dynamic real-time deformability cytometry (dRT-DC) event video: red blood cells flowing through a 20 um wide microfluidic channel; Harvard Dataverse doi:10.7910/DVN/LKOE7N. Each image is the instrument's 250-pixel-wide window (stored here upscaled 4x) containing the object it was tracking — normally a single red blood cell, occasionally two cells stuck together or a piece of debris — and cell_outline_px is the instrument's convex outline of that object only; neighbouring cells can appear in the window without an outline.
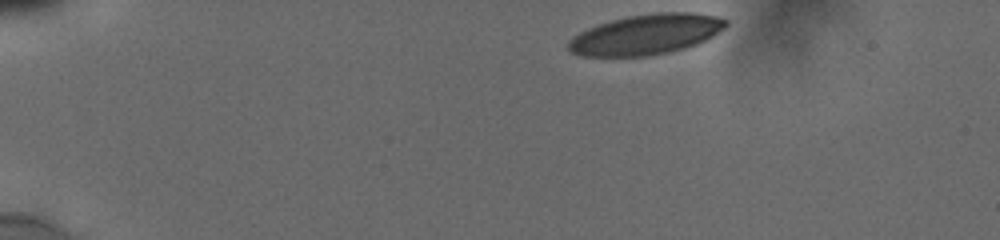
{"species": "human", "species_latin": "Homo sapiens", "temperature_condition": "cold", "stored_images_in_passage": 39, "camera_frame_rate_fps": 3000, "um_per_image_px": 0.085, "donor": {"sex": "male"}, "frame": {"image": 1, "passage_image": 1, "time_ms": 0.0, "image_size_px": [1000, 240], "cell_outline_px": [[728, 24], [724, 28], [712, 36], [696, 44], [684, 48], [668, 52], [648, 56], [580, 56], [572, 52], [568, 48], [568, 40], [572, 36], [596, 24], [628, 16], [656, 12], [692, 12], [716, 16], [728, 20]], "centroid_in_image_um": [54.9, 2.92], "position_along_channel_um": 30.1, "area_um2": 36.93}}
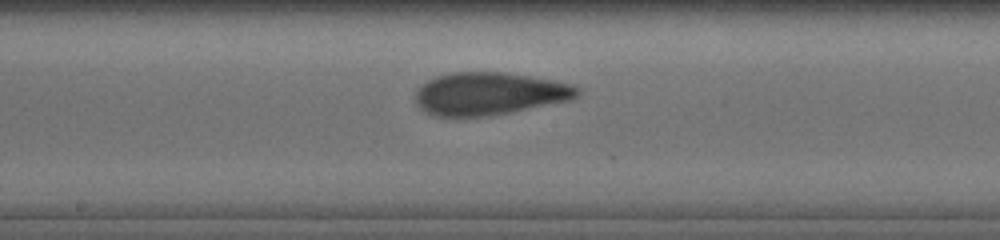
{"frame": {"image": 2, "passage_image": 22, "time_ms": 7.0, "image_size_px": [1000, 240], "cell_outline_px": [[580, 92], [576, 96], [568, 100], [488, 116], [432, 116], [420, 108], [416, 104], [416, 88], [420, 84], [436, 76], [448, 72], [504, 72], [552, 80], [572, 84], [580, 88]], "centroid_in_image_um": [41.52, 7.95], "position_along_channel_um": 206.7, "area_um2": 40.06}}
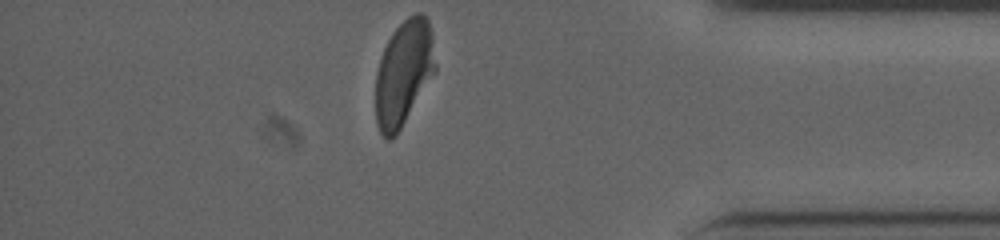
{"frame": {"image": 3, "passage_image": 39, "time_ms": 12.667, "image_size_px": [1000, 240], "cell_outline_px": [[436, 72], [396, 136], [388, 140], [380, 132], [376, 124], [376, 72], [380, 56], [392, 32], [408, 16], [416, 12], [420, 12], [428, 20], [432, 32], [436, 64]], "centroid_in_image_um": [34.32, 6.2], "position_along_channel_um": 400.9, "area_um2": 36.93}, "authors_computed_cell_mechanics": {"area_um2": 39.5352, "velocity_mm_per_s": 3.8421, "shape_relaxation_time_tau1_ms": 7.8017, "shape_relaxation_time_tau2_ms": 1.4724, "deformation_change_tau1": 0.2331, "deformation_change_tau2": 0.0875}}